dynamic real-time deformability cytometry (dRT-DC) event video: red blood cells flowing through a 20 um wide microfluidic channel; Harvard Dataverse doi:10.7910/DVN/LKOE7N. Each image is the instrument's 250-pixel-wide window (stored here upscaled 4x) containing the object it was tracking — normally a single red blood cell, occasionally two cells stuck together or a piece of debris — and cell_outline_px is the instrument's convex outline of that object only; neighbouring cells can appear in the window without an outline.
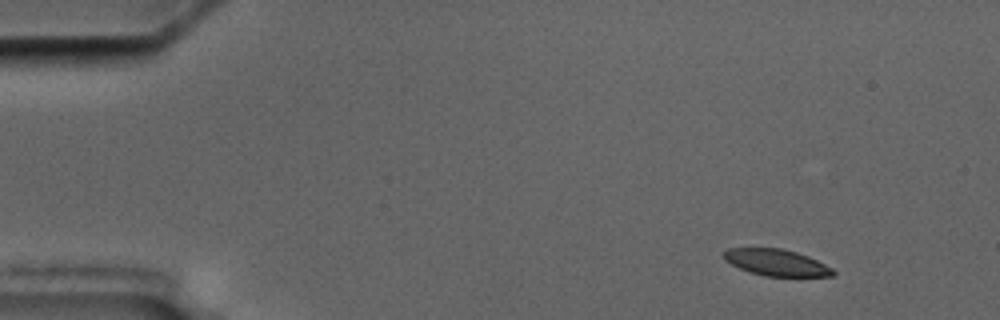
{"species": "common noctule bat (a hibernating species)", "species_latin": "Nyctalus noctula", "temperature_condition": "cold", "stored_images_in_passage": 4, "camera_frame_rate_fps": 3000, "um_per_image_px": 0.085, "animal": {"sex": "male", "body_mass_g": 17.5, "forearm_length_mm": 52.3}, "frame": {"image": 1, "passage_image": 1, "time_ms": 0.0, "image_size_px": [1000, 320], "cell_outline_px": [[836, 272], [832, 276], [764, 276], [740, 268], [724, 260], [724, 252], [728, 248], [780, 248], [796, 252], [808, 256], [832, 268]], "centroid_in_image_um": [65.99, 22.31], "position_along_channel_um": 19.0, "area_um2": 16.65}}
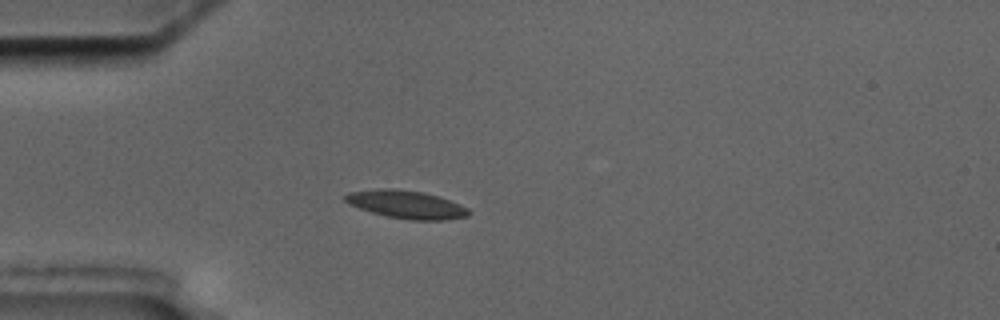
{"frame": {"image": 2, "passage_image": 4, "time_ms": 3.333, "image_size_px": [1000, 320], "cell_outline_px": [[472, 212], [468, 216], [444, 220], [412, 220], [388, 216], [372, 212], [348, 204], [344, 200], [344, 196], [348, 192], [376, 188], [396, 188], [420, 192], [440, 196], [460, 204], [468, 208]], "centroid_in_image_um": [34.54, 17.37], "position_along_channel_um": 50.5, "area_um2": 20.23}}